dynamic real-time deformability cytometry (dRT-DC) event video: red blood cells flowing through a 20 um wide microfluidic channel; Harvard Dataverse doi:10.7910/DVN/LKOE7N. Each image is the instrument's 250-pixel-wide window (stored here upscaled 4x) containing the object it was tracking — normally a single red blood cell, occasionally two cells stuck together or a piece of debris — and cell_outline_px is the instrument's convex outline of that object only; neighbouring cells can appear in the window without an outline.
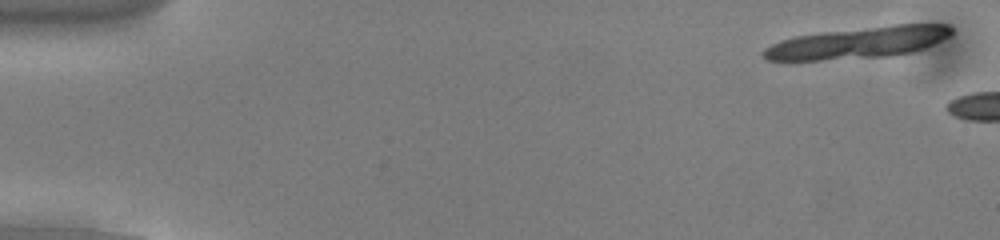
{"species": "common noctule bat (a hibernating species)", "species_latin": "Nyctalus noctula", "temperature_condition": "cold", "stored_images_in_passage": 6, "camera_frame_rate_fps": 3000, "um_per_image_px": 0.085, "animal": {"sex": "male", "body_mass_g": 13.0, "forearm_length_mm": 53.1}, "frame": {"image": 1, "passage_image": 2, "time_ms": 0.333, "image_size_px": [1000, 240], "cell_outline_px": [[952, 32], [948, 36], [924, 48], [912, 52], [888, 56], [820, 60], [768, 60], [760, 52], [764, 48], [780, 40], [796, 36], [824, 32], [892, 24], [948, 24], [952, 28]], "centroid_in_image_um": [72.94, 3.62], "position_along_channel_um": 12.1, "area_um2": 34.22}}